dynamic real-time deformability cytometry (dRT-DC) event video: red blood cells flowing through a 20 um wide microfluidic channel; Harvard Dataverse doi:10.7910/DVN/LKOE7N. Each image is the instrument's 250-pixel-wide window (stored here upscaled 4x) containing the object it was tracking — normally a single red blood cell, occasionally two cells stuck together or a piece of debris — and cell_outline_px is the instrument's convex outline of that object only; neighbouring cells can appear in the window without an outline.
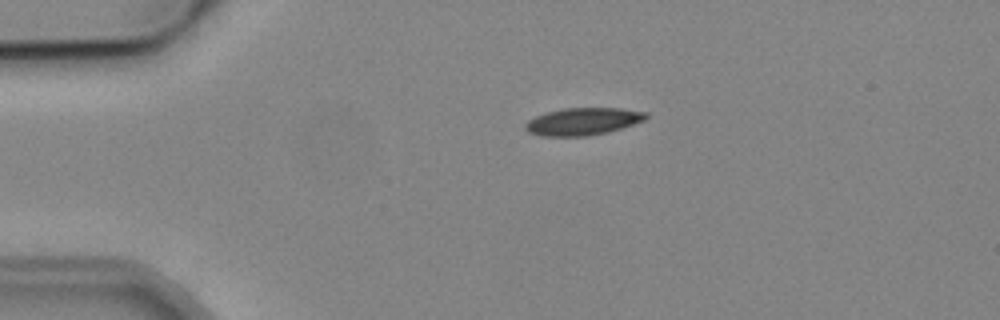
{"species": "common noctule bat (a hibernating species)", "species_latin": "Nyctalus noctula", "temperature_condition": "cold", "stored_images_in_passage": 3, "camera_frame_rate_fps": 3000, "um_per_image_px": 0.085, "animal": {"sex": "male", "body_mass_g": 19.2, "forearm_length_mm": 51.8}, "frame": {"image": 1, "passage_image": 3, "time_ms": 2.333, "image_size_px": [1000, 320], "cell_outline_px": [[648, 116], [644, 120], [608, 132], [588, 136], [540, 136], [528, 132], [524, 128], [524, 124], [528, 120], [536, 116], [548, 112], [564, 108], [620, 108], [648, 112]], "centroid_in_image_um": [49.53, 10.32], "position_along_channel_um": 35.5, "area_um2": 19.19}}